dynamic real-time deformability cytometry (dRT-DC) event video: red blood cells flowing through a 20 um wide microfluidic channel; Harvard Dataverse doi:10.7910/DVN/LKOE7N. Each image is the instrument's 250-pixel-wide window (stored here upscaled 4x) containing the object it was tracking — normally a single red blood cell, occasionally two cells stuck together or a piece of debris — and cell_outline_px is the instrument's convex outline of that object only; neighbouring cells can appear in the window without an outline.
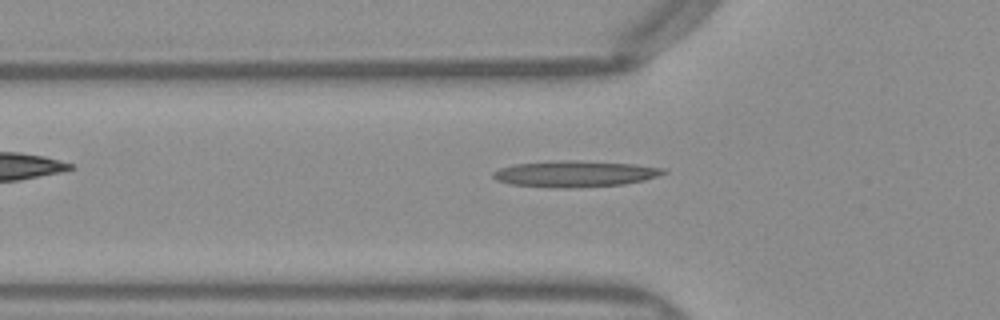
{"species": "Egyptian fruit bat (a non-hibernating species)", "species_latin": "Rousettus aegyptiacus", "temperature_condition": "warm", "stored_images_in_passage": 50, "camera_frame_rate_fps": 3000, "um_per_image_px": 0.085, "frame": {"image": 1, "passage_image": 16, "time_ms": 5.0, "image_size_px": [1000, 320], "cell_outline_px": [[668, 172], [644, 180], [624, 184], [512, 184], [496, 180], [492, 176], [492, 172], [500, 168], [512, 164], [560, 160], [580, 160], [636, 164], [664, 168]], "centroid_in_image_um": [48.92, 14.69], "position_along_channel_um": 76.9, "area_um2": 24.33}}
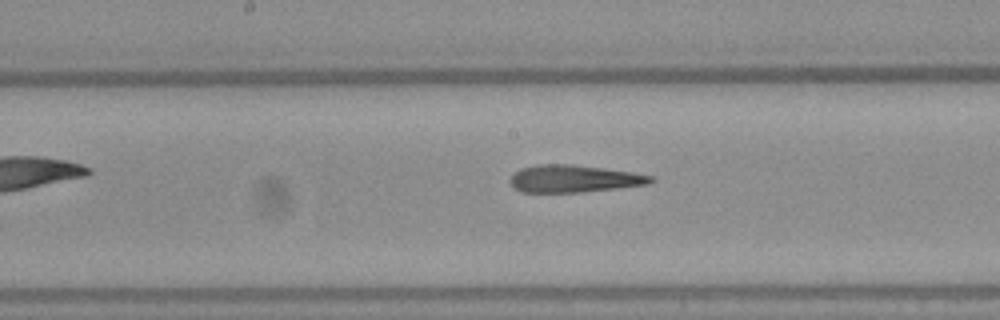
{"frame": {"image": 2, "passage_image": 25, "time_ms": 8.0, "image_size_px": [1000, 320], "cell_outline_px": [[656, 180], [648, 184], [616, 188], [580, 192], [520, 192], [508, 180], [520, 168], [536, 164], [572, 164], [632, 172], [656, 176]], "centroid_in_image_um": [48.8, 15.18], "position_along_channel_um": 199.4, "area_um2": 22.37}}
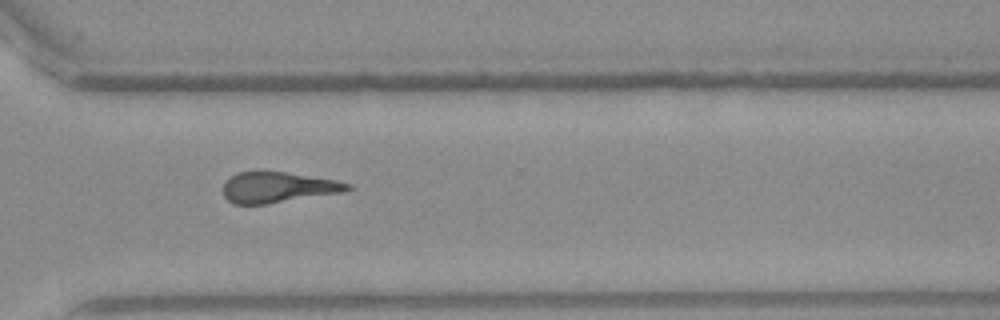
{"frame": {"image": 3, "passage_image": 36, "time_ms": 11.667, "image_size_px": [1000, 320], "cell_outline_px": [[352, 188], [344, 192], [268, 204], [232, 204], [224, 196], [224, 184], [236, 172], [260, 168], [336, 180], [352, 184]], "centroid_in_image_um": [23.61, 15.89], "position_along_channel_um": 347.0, "area_um2": 22.83}}